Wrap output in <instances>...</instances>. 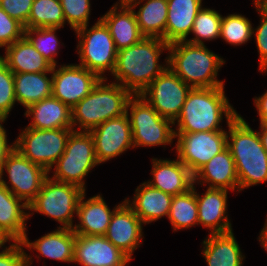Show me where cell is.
Instances as JSON below:
<instances>
[{"label": "cell", "instance_id": "1", "mask_svg": "<svg viewBox=\"0 0 267 266\" xmlns=\"http://www.w3.org/2000/svg\"><path fill=\"white\" fill-rule=\"evenodd\" d=\"M169 44L160 38L144 37L140 42L117 52L113 82L123 86L131 95H140L168 67V56L159 63ZM116 80V81H115Z\"/></svg>", "mask_w": 267, "mask_h": 266}, {"label": "cell", "instance_id": "2", "mask_svg": "<svg viewBox=\"0 0 267 266\" xmlns=\"http://www.w3.org/2000/svg\"><path fill=\"white\" fill-rule=\"evenodd\" d=\"M224 86L212 88H191L181 113L174 122L175 133L211 132L222 129L239 113L229 103ZM224 116V118H223Z\"/></svg>", "mask_w": 267, "mask_h": 266}, {"label": "cell", "instance_id": "3", "mask_svg": "<svg viewBox=\"0 0 267 266\" xmlns=\"http://www.w3.org/2000/svg\"><path fill=\"white\" fill-rule=\"evenodd\" d=\"M227 148L236 165L239 193L267 182V151L258 131L252 129L238 114L227 124Z\"/></svg>", "mask_w": 267, "mask_h": 266}, {"label": "cell", "instance_id": "4", "mask_svg": "<svg viewBox=\"0 0 267 266\" xmlns=\"http://www.w3.org/2000/svg\"><path fill=\"white\" fill-rule=\"evenodd\" d=\"M167 56L168 67L191 88L225 86L217 76L226 60L206 45L176 41L169 44Z\"/></svg>", "mask_w": 267, "mask_h": 266}, {"label": "cell", "instance_id": "5", "mask_svg": "<svg viewBox=\"0 0 267 266\" xmlns=\"http://www.w3.org/2000/svg\"><path fill=\"white\" fill-rule=\"evenodd\" d=\"M107 81L101 79L87 96L71 108L73 130L90 132L105 121L126 113L132 95L120 84Z\"/></svg>", "mask_w": 267, "mask_h": 266}, {"label": "cell", "instance_id": "6", "mask_svg": "<svg viewBox=\"0 0 267 266\" xmlns=\"http://www.w3.org/2000/svg\"><path fill=\"white\" fill-rule=\"evenodd\" d=\"M84 192L78 186L48 176L36 198L28 205V219L36 212L53 218L61 224L58 228L72 229L74 215L77 214L78 203Z\"/></svg>", "mask_w": 267, "mask_h": 266}, {"label": "cell", "instance_id": "7", "mask_svg": "<svg viewBox=\"0 0 267 266\" xmlns=\"http://www.w3.org/2000/svg\"><path fill=\"white\" fill-rule=\"evenodd\" d=\"M82 26L74 31L78 38L77 54L79 65L107 79L106 72L113 73L117 59V49L108 27L99 18L94 25Z\"/></svg>", "mask_w": 267, "mask_h": 266}, {"label": "cell", "instance_id": "8", "mask_svg": "<svg viewBox=\"0 0 267 266\" xmlns=\"http://www.w3.org/2000/svg\"><path fill=\"white\" fill-rule=\"evenodd\" d=\"M134 148L172 145L174 123L160 116L140 95H132L126 106Z\"/></svg>", "mask_w": 267, "mask_h": 266}, {"label": "cell", "instance_id": "9", "mask_svg": "<svg viewBox=\"0 0 267 266\" xmlns=\"http://www.w3.org/2000/svg\"><path fill=\"white\" fill-rule=\"evenodd\" d=\"M100 165L95 156L94 139L90 132L73 130L68 137L63 155L52 167V179L73 184L86 191L85 179Z\"/></svg>", "mask_w": 267, "mask_h": 266}, {"label": "cell", "instance_id": "10", "mask_svg": "<svg viewBox=\"0 0 267 266\" xmlns=\"http://www.w3.org/2000/svg\"><path fill=\"white\" fill-rule=\"evenodd\" d=\"M72 131L73 129L39 130L25 126L14 141V148L32 163L45 168L50 175L52 167L63 155Z\"/></svg>", "mask_w": 267, "mask_h": 266}, {"label": "cell", "instance_id": "11", "mask_svg": "<svg viewBox=\"0 0 267 266\" xmlns=\"http://www.w3.org/2000/svg\"><path fill=\"white\" fill-rule=\"evenodd\" d=\"M5 173L8 182L4 180ZM48 176L49 172L45 168L32 163L14 148L3 164L0 183L29 205L36 198Z\"/></svg>", "mask_w": 267, "mask_h": 266}, {"label": "cell", "instance_id": "12", "mask_svg": "<svg viewBox=\"0 0 267 266\" xmlns=\"http://www.w3.org/2000/svg\"><path fill=\"white\" fill-rule=\"evenodd\" d=\"M191 87L167 67L140 94L157 113L173 123L181 113Z\"/></svg>", "mask_w": 267, "mask_h": 266}, {"label": "cell", "instance_id": "13", "mask_svg": "<svg viewBox=\"0 0 267 266\" xmlns=\"http://www.w3.org/2000/svg\"><path fill=\"white\" fill-rule=\"evenodd\" d=\"M177 158L194 176L212 157L227 147V131L175 133Z\"/></svg>", "mask_w": 267, "mask_h": 266}, {"label": "cell", "instance_id": "14", "mask_svg": "<svg viewBox=\"0 0 267 266\" xmlns=\"http://www.w3.org/2000/svg\"><path fill=\"white\" fill-rule=\"evenodd\" d=\"M100 80L96 73L77 63L57 65L52 68V96L73 108Z\"/></svg>", "mask_w": 267, "mask_h": 266}, {"label": "cell", "instance_id": "15", "mask_svg": "<svg viewBox=\"0 0 267 266\" xmlns=\"http://www.w3.org/2000/svg\"><path fill=\"white\" fill-rule=\"evenodd\" d=\"M94 139L95 156L99 164L120 156L134 148L132 130L127 113L111 118L90 131Z\"/></svg>", "mask_w": 267, "mask_h": 266}, {"label": "cell", "instance_id": "16", "mask_svg": "<svg viewBox=\"0 0 267 266\" xmlns=\"http://www.w3.org/2000/svg\"><path fill=\"white\" fill-rule=\"evenodd\" d=\"M131 259L104 235L76 234L73 264L81 266H128ZM128 264V265H127Z\"/></svg>", "mask_w": 267, "mask_h": 266}, {"label": "cell", "instance_id": "17", "mask_svg": "<svg viewBox=\"0 0 267 266\" xmlns=\"http://www.w3.org/2000/svg\"><path fill=\"white\" fill-rule=\"evenodd\" d=\"M142 225L144 223L124 201L112 214L104 236L132 260L134 251L143 244Z\"/></svg>", "mask_w": 267, "mask_h": 266}, {"label": "cell", "instance_id": "18", "mask_svg": "<svg viewBox=\"0 0 267 266\" xmlns=\"http://www.w3.org/2000/svg\"><path fill=\"white\" fill-rule=\"evenodd\" d=\"M226 189L207 188L205 193L195 194L198 204V225L210 230L209 234H221L233 231L228 218Z\"/></svg>", "mask_w": 267, "mask_h": 266}, {"label": "cell", "instance_id": "19", "mask_svg": "<svg viewBox=\"0 0 267 266\" xmlns=\"http://www.w3.org/2000/svg\"><path fill=\"white\" fill-rule=\"evenodd\" d=\"M86 191L81 196L77 214L78 224L74 223L72 230L75 234L83 236L105 235L114 211L124 202L110 209L102 195H94L87 200Z\"/></svg>", "mask_w": 267, "mask_h": 266}, {"label": "cell", "instance_id": "20", "mask_svg": "<svg viewBox=\"0 0 267 266\" xmlns=\"http://www.w3.org/2000/svg\"><path fill=\"white\" fill-rule=\"evenodd\" d=\"M151 175L147 183L172 196L186 193L194 183V176L178 158H152Z\"/></svg>", "mask_w": 267, "mask_h": 266}, {"label": "cell", "instance_id": "21", "mask_svg": "<svg viewBox=\"0 0 267 266\" xmlns=\"http://www.w3.org/2000/svg\"><path fill=\"white\" fill-rule=\"evenodd\" d=\"M75 239L76 234L72 229L57 227L32 242L26 234L21 243L31 253L37 251L38 255L35 256L38 260L42 256L55 261L73 263Z\"/></svg>", "mask_w": 267, "mask_h": 266}, {"label": "cell", "instance_id": "22", "mask_svg": "<svg viewBox=\"0 0 267 266\" xmlns=\"http://www.w3.org/2000/svg\"><path fill=\"white\" fill-rule=\"evenodd\" d=\"M207 188L239 192V181L232 154L226 147L210 159L195 175L194 184Z\"/></svg>", "mask_w": 267, "mask_h": 266}, {"label": "cell", "instance_id": "23", "mask_svg": "<svg viewBox=\"0 0 267 266\" xmlns=\"http://www.w3.org/2000/svg\"><path fill=\"white\" fill-rule=\"evenodd\" d=\"M173 196L152 187L146 181L137 186L133 199L125 198V203L145 224H151L162 217H168Z\"/></svg>", "mask_w": 267, "mask_h": 266}, {"label": "cell", "instance_id": "24", "mask_svg": "<svg viewBox=\"0 0 267 266\" xmlns=\"http://www.w3.org/2000/svg\"><path fill=\"white\" fill-rule=\"evenodd\" d=\"M28 205L0 183V233L10 242H21L27 233Z\"/></svg>", "mask_w": 267, "mask_h": 266}, {"label": "cell", "instance_id": "25", "mask_svg": "<svg viewBox=\"0 0 267 266\" xmlns=\"http://www.w3.org/2000/svg\"><path fill=\"white\" fill-rule=\"evenodd\" d=\"M24 116L28 119L32 116V121L27 125L30 128L73 129L71 108L53 96L32 104Z\"/></svg>", "mask_w": 267, "mask_h": 266}, {"label": "cell", "instance_id": "26", "mask_svg": "<svg viewBox=\"0 0 267 266\" xmlns=\"http://www.w3.org/2000/svg\"><path fill=\"white\" fill-rule=\"evenodd\" d=\"M100 19L108 27L117 51L128 48L144 38L132 7L112 5Z\"/></svg>", "mask_w": 267, "mask_h": 266}, {"label": "cell", "instance_id": "27", "mask_svg": "<svg viewBox=\"0 0 267 266\" xmlns=\"http://www.w3.org/2000/svg\"><path fill=\"white\" fill-rule=\"evenodd\" d=\"M203 0H167L168 12L165 42L185 41L191 35L193 22L202 9Z\"/></svg>", "mask_w": 267, "mask_h": 266}, {"label": "cell", "instance_id": "28", "mask_svg": "<svg viewBox=\"0 0 267 266\" xmlns=\"http://www.w3.org/2000/svg\"><path fill=\"white\" fill-rule=\"evenodd\" d=\"M202 242V256L207 266H243V255L233 231L208 234Z\"/></svg>", "mask_w": 267, "mask_h": 266}, {"label": "cell", "instance_id": "29", "mask_svg": "<svg viewBox=\"0 0 267 266\" xmlns=\"http://www.w3.org/2000/svg\"><path fill=\"white\" fill-rule=\"evenodd\" d=\"M4 50L5 54L1 57L13 73L52 72L53 66L25 36Z\"/></svg>", "mask_w": 267, "mask_h": 266}, {"label": "cell", "instance_id": "30", "mask_svg": "<svg viewBox=\"0 0 267 266\" xmlns=\"http://www.w3.org/2000/svg\"><path fill=\"white\" fill-rule=\"evenodd\" d=\"M13 76L17 103L24 106L25 110L52 96V72L13 73Z\"/></svg>", "mask_w": 267, "mask_h": 266}, {"label": "cell", "instance_id": "31", "mask_svg": "<svg viewBox=\"0 0 267 266\" xmlns=\"http://www.w3.org/2000/svg\"><path fill=\"white\" fill-rule=\"evenodd\" d=\"M141 3L143 4L141 5ZM136 7L138 8L137 12ZM132 8L141 34L144 37L160 38L165 41L168 12L167 0H141L134 4Z\"/></svg>", "mask_w": 267, "mask_h": 266}, {"label": "cell", "instance_id": "32", "mask_svg": "<svg viewBox=\"0 0 267 266\" xmlns=\"http://www.w3.org/2000/svg\"><path fill=\"white\" fill-rule=\"evenodd\" d=\"M167 218L173 227V232L198 225V204L194 183L186 193L173 196Z\"/></svg>", "mask_w": 267, "mask_h": 266}, {"label": "cell", "instance_id": "33", "mask_svg": "<svg viewBox=\"0 0 267 266\" xmlns=\"http://www.w3.org/2000/svg\"><path fill=\"white\" fill-rule=\"evenodd\" d=\"M65 24L60 0H34L24 28H64Z\"/></svg>", "mask_w": 267, "mask_h": 266}, {"label": "cell", "instance_id": "34", "mask_svg": "<svg viewBox=\"0 0 267 266\" xmlns=\"http://www.w3.org/2000/svg\"><path fill=\"white\" fill-rule=\"evenodd\" d=\"M221 19L222 15L215 9L202 7L193 22L191 33L194 34V37L185 41L191 44L205 45V40L212 41L220 38Z\"/></svg>", "mask_w": 267, "mask_h": 266}, {"label": "cell", "instance_id": "35", "mask_svg": "<svg viewBox=\"0 0 267 266\" xmlns=\"http://www.w3.org/2000/svg\"><path fill=\"white\" fill-rule=\"evenodd\" d=\"M220 38L233 46L246 44L253 38L251 21L242 14L222 16Z\"/></svg>", "mask_w": 267, "mask_h": 266}, {"label": "cell", "instance_id": "36", "mask_svg": "<svg viewBox=\"0 0 267 266\" xmlns=\"http://www.w3.org/2000/svg\"><path fill=\"white\" fill-rule=\"evenodd\" d=\"M61 28H25V37L34 48L54 67L57 66L55 57L59 54L60 41L56 32Z\"/></svg>", "mask_w": 267, "mask_h": 266}, {"label": "cell", "instance_id": "37", "mask_svg": "<svg viewBox=\"0 0 267 266\" xmlns=\"http://www.w3.org/2000/svg\"><path fill=\"white\" fill-rule=\"evenodd\" d=\"M16 102L13 72L0 55V119L7 120Z\"/></svg>", "mask_w": 267, "mask_h": 266}, {"label": "cell", "instance_id": "38", "mask_svg": "<svg viewBox=\"0 0 267 266\" xmlns=\"http://www.w3.org/2000/svg\"><path fill=\"white\" fill-rule=\"evenodd\" d=\"M60 4L65 21L73 31L89 24L92 10L90 0H60Z\"/></svg>", "mask_w": 267, "mask_h": 266}, {"label": "cell", "instance_id": "39", "mask_svg": "<svg viewBox=\"0 0 267 266\" xmlns=\"http://www.w3.org/2000/svg\"><path fill=\"white\" fill-rule=\"evenodd\" d=\"M253 4L260 16L259 26L253 28V36H255L259 54V72L267 75V1Z\"/></svg>", "mask_w": 267, "mask_h": 266}, {"label": "cell", "instance_id": "40", "mask_svg": "<svg viewBox=\"0 0 267 266\" xmlns=\"http://www.w3.org/2000/svg\"><path fill=\"white\" fill-rule=\"evenodd\" d=\"M24 35V25L0 7V48L5 49Z\"/></svg>", "mask_w": 267, "mask_h": 266}, {"label": "cell", "instance_id": "41", "mask_svg": "<svg viewBox=\"0 0 267 266\" xmlns=\"http://www.w3.org/2000/svg\"><path fill=\"white\" fill-rule=\"evenodd\" d=\"M23 248L21 242H9L0 251V266H31L33 256Z\"/></svg>", "mask_w": 267, "mask_h": 266}, {"label": "cell", "instance_id": "42", "mask_svg": "<svg viewBox=\"0 0 267 266\" xmlns=\"http://www.w3.org/2000/svg\"><path fill=\"white\" fill-rule=\"evenodd\" d=\"M34 0H0V7L24 26L27 24Z\"/></svg>", "mask_w": 267, "mask_h": 266}, {"label": "cell", "instance_id": "43", "mask_svg": "<svg viewBox=\"0 0 267 266\" xmlns=\"http://www.w3.org/2000/svg\"><path fill=\"white\" fill-rule=\"evenodd\" d=\"M6 120L0 119V172L3 167V164L8 156V154L14 149V142L12 144H8L7 131L3 126Z\"/></svg>", "mask_w": 267, "mask_h": 266}, {"label": "cell", "instance_id": "44", "mask_svg": "<svg viewBox=\"0 0 267 266\" xmlns=\"http://www.w3.org/2000/svg\"><path fill=\"white\" fill-rule=\"evenodd\" d=\"M253 100L259 116V122L267 123V90L261 96H255Z\"/></svg>", "mask_w": 267, "mask_h": 266}, {"label": "cell", "instance_id": "45", "mask_svg": "<svg viewBox=\"0 0 267 266\" xmlns=\"http://www.w3.org/2000/svg\"><path fill=\"white\" fill-rule=\"evenodd\" d=\"M258 241L260 242L263 249L267 252V218H266V221L264 223L263 229L259 233Z\"/></svg>", "mask_w": 267, "mask_h": 266}, {"label": "cell", "instance_id": "46", "mask_svg": "<svg viewBox=\"0 0 267 266\" xmlns=\"http://www.w3.org/2000/svg\"><path fill=\"white\" fill-rule=\"evenodd\" d=\"M260 130H258L262 145L267 151V123H260Z\"/></svg>", "mask_w": 267, "mask_h": 266}, {"label": "cell", "instance_id": "47", "mask_svg": "<svg viewBox=\"0 0 267 266\" xmlns=\"http://www.w3.org/2000/svg\"><path fill=\"white\" fill-rule=\"evenodd\" d=\"M140 1L141 0H118L116 3H114L113 6L132 7L134 4H136Z\"/></svg>", "mask_w": 267, "mask_h": 266}, {"label": "cell", "instance_id": "48", "mask_svg": "<svg viewBox=\"0 0 267 266\" xmlns=\"http://www.w3.org/2000/svg\"><path fill=\"white\" fill-rule=\"evenodd\" d=\"M10 242L0 233V249L5 247V244Z\"/></svg>", "mask_w": 267, "mask_h": 266}, {"label": "cell", "instance_id": "49", "mask_svg": "<svg viewBox=\"0 0 267 266\" xmlns=\"http://www.w3.org/2000/svg\"><path fill=\"white\" fill-rule=\"evenodd\" d=\"M267 0H253L254 3H262V2H266Z\"/></svg>", "mask_w": 267, "mask_h": 266}]
</instances>
